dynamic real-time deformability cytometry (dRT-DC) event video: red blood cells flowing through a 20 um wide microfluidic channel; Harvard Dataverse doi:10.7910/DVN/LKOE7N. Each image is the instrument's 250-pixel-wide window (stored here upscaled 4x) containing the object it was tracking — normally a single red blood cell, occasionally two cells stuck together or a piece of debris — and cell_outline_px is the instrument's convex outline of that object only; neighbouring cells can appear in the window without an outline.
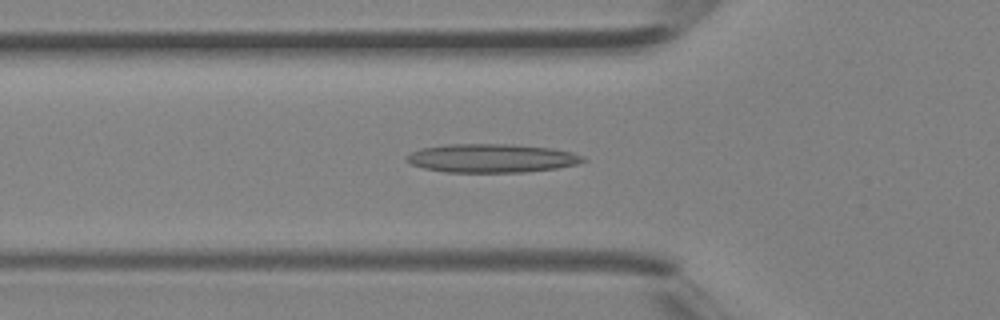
{"species": "Egyptian fruit bat (a non-hibernating species)", "species_latin": "Rousettus aegyptiacus", "temperature_condition": "room temperature", "stored_images_in_passage": 40, "camera_frame_rate_fps": 3000, "um_per_image_px": 0.085, "animal": {"sex": "female"}, "frame": {"image": 1, "passage_image": 14, "time_ms": 4.333, "image_size_px": [1000, 320], "cell_outline_px": [[588, 160], [576, 164], [556, 168], [524, 172], [444, 172], [424, 168], [412, 164], [404, 160], [404, 156], [420, 148], [448, 144], [512, 144], [552, 148], [572, 152], [584, 156]], "centroid_in_image_um": [41.78, 13.44], "position_along_channel_um": 84.0, "area_um2": 29.59}}
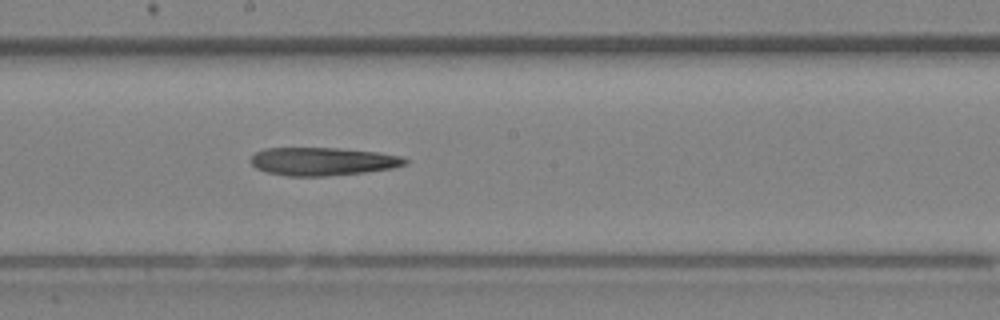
{"frame": {"image": 2, "passage_image": 22, "time_ms": 7.0, "image_size_px": [1000, 320], "cell_outline_px": [[408, 164], [392, 168], [364, 172], [324, 176], [288, 176], [264, 172], [256, 168], [248, 160], [256, 152], [264, 148], [336, 148], [380, 152], [400, 156], [408, 160]], "centroid_in_image_um": [27.4, 13.72], "position_along_channel_um": 220.8, "area_um2": 25.37}}
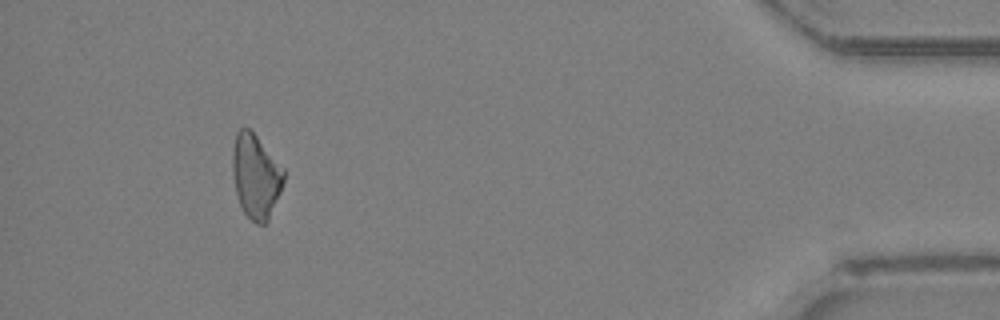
{"frame": {"image": 3, "passage_image": 37, "time_ms": 12.0, "image_size_px": [1000, 320], "cell_outline_px": [[284, 180], [280, 192], [268, 220], [264, 224], [256, 224], [244, 212], [240, 204], [236, 192], [232, 172], [232, 148], [236, 132], [240, 128], [248, 128], [256, 136], [284, 168]], "centroid_in_image_um": [21.73, 14.96], "position_along_channel_um": 413.5, "area_um2": 24.91}}